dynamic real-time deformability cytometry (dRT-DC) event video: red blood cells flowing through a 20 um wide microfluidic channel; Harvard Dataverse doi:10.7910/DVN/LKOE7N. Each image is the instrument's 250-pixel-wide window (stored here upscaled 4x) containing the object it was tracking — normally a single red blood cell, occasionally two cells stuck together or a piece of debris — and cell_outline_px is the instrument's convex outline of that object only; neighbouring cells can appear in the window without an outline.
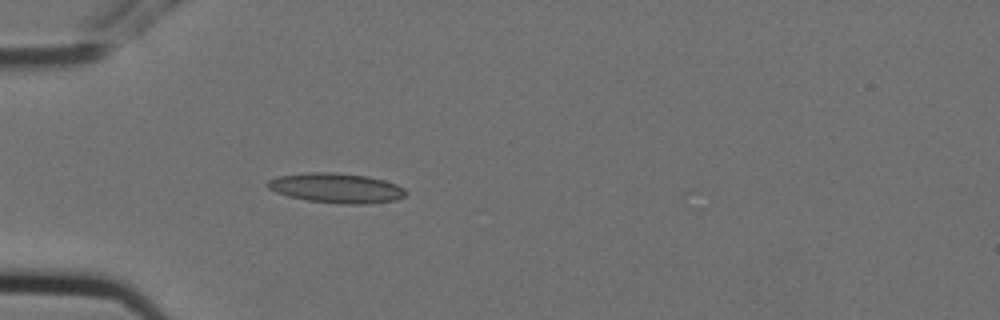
{"species": "Egyptian fruit bat (a non-hibernating species)", "species_latin": "Rousettus aegyptiacus", "temperature_condition": "cold", "stored_images_in_passage": 4, "camera_frame_rate_fps": 3000, "um_per_image_px": 0.085, "animal": {"sex": "female"}, "frame": {"image": 1, "passage_image": 4, "time_ms": 1.0, "image_size_px": [1000, 320], "cell_outline_px": [[408, 192], [404, 196], [396, 200], [368, 204], [344, 204], [308, 200], [288, 196], [276, 192], [268, 188], [264, 184], [268, 180], [280, 176], [308, 172], [332, 172], [368, 176], [384, 180], [396, 184], [404, 188]], "centroid_in_image_um": [28.6, 15.98], "position_along_channel_um": 56.4, "area_um2": 24.04}}